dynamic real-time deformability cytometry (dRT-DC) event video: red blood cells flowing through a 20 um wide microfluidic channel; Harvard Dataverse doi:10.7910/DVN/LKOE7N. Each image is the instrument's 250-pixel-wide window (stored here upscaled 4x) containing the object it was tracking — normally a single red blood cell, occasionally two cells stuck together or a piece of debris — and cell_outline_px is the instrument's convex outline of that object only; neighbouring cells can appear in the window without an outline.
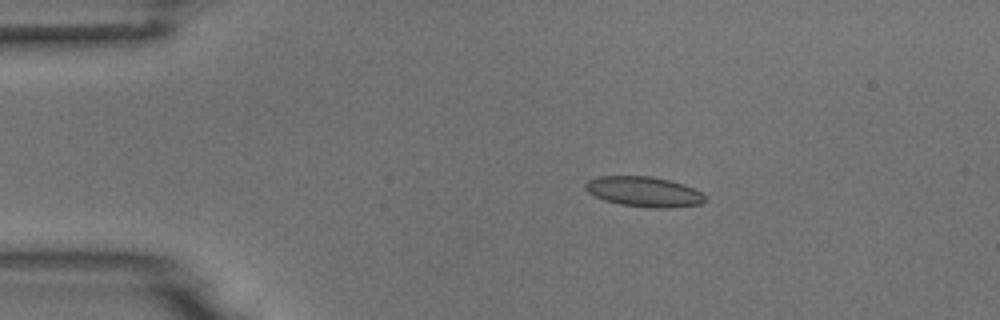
{"species": "common noctule bat (a hibernating species)", "species_latin": "Nyctalus noctula", "temperature_condition": "room temperature", "stored_images_in_passage": 9, "camera_frame_rate_fps": 3000, "um_per_image_px": 0.085, "animal": {"sex": "male", "body_mass_g": 18.8}, "frame": {"image": 1, "passage_image": 3, "time_ms": 2.667, "image_size_px": [1000, 320], "cell_outline_px": [[704, 200], [700, 204], [668, 208], [652, 208], [620, 204], [604, 200], [588, 192], [584, 188], [584, 184], [588, 180], [600, 176], [652, 176], [684, 184], [700, 192], [704, 196]], "centroid_in_image_um": [54.7, 16.29], "position_along_channel_um": 30.3, "area_um2": 20.87}}
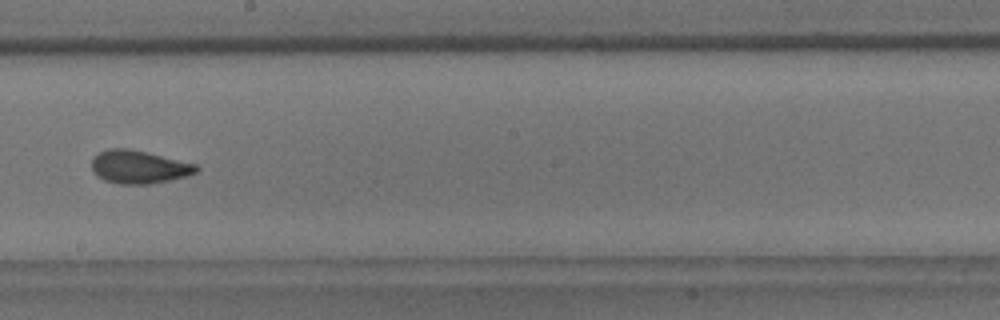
{"frame": {"image": 2, "passage_image": 9, "time_ms": 9.333, "image_size_px": [1000, 320], "cell_outline_px": [[200, 168], [196, 172], [188, 176], [148, 184], [120, 184], [104, 180], [92, 168], [92, 156], [108, 148], [128, 148], [196, 164]], "centroid_in_image_um": [11.81, 14.18], "position_along_channel_um": 236.4, "area_um2": 19.94}}